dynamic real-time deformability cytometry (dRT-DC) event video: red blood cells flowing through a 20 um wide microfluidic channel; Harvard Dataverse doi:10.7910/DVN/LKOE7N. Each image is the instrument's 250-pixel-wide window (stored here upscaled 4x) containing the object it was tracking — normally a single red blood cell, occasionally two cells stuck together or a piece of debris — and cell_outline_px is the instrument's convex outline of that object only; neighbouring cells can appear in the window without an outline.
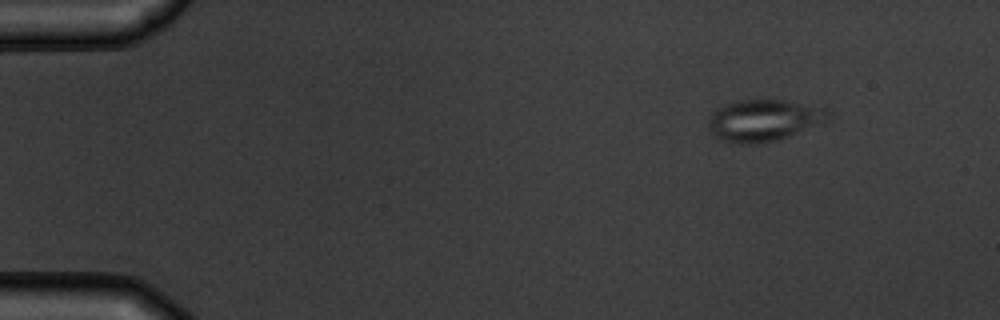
{"species": "common noctule bat (a hibernating species)", "species_latin": "Nyctalus noctula", "temperature_condition": "warm", "stored_images_in_passage": 4, "camera_frame_rate_fps": 3000, "um_per_image_px": 0.085, "animal": {"sex": "male", "body_mass_g": 19.5, "forearm_length_mm": 54.6}, "frame": {"image": 1, "passage_image": 1, "time_ms": 0.0, "image_size_px": [1000, 320], "cell_outline_px": [[832, 116], [824, 124], [776, 140], [756, 144], [740, 144], [720, 140], [708, 128], [708, 120], [712, 112], [716, 108], [736, 100], [784, 100], [828, 108], [832, 112]], "centroid_in_image_um": [64.97, 10.22], "position_along_channel_um": 20.0, "area_um2": 29.54}}